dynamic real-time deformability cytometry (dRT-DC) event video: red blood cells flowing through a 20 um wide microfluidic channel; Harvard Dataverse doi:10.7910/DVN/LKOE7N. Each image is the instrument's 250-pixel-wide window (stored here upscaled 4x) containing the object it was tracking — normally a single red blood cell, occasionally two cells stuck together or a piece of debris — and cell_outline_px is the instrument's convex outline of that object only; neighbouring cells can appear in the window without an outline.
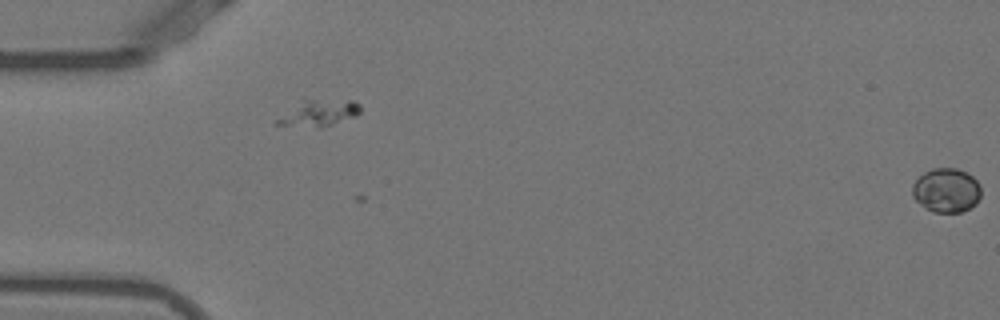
{"species": "Egyptian fruit bat (a non-hibernating species)", "species_latin": "Rousettus aegyptiacus", "temperature_condition": "warm", "stored_images_in_passage": 2, "camera_frame_rate_fps": 3000, "um_per_image_px": 0.085, "animal": {"sex": "female"}, "frame": {"image": 1, "passage_image": 2, "time_ms": 0.333, "image_size_px": [1000, 320], "cell_outline_px": [[980, 196], [976, 204], [960, 212], [932, 212], [924, 208], [912, 196], [912, 184], [924, 172], [932, 168], [956, 168], [972, 176], [980, 184]], "centroid_in_image_um": [80.42, 16.18], "position_along_channel_um": 4.6, "area_um2": 17.69}}